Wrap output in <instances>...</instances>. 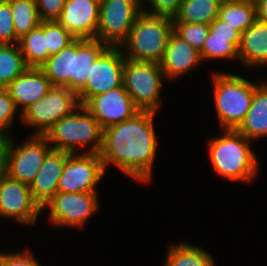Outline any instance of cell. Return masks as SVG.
I'll return each mask as SVG.
<instances>
[{
    "mask_svg": "<svg viewBox=\"0 0 267 266\" xmlns=\"http://www.w3.org/2000/svg\"><path fill=\"white\" fill-rule=\"evenodd\" d=\"M157 113L139 111L133 117L103 130L99 156L106 170L115 164L121 172L137 182L152 178L158 139L154 128Z\"/></svg>",
    "mask_w": 267,
    "mask_h": 266,
    "instance_id": "6da1fadb",
    "label": "cell"
},
{
    "mask_svg": "<svg viewBox=\"0 0 267 266\" xmlns=\"http://www.w3.org/2000/svg\"><path fill=\"white\" fill-rule=\"evenodd\" d=\"M27 68L19 43L0 44V88H6Z\"/></svg>",
    "mask_w": 267,
    "mask_h": 266,
    "instance_id": "83f0119b",
    "label": "cell"
},
{
    "mask_svg": "<svg viewBox=\"0 0 267 266\" xmlns=\"http://www.w3.org/2000/svg\"><path fill=\"white\" fill-rule=\"evenodd\" d=\"M172 32V18L142 12L120 48L126 59L160 64Z\"/></svg>",
    "mask_w": 267,
    "mask_h": 266,
    "instance_id": "277c9868",
    "label": "cell"
},
{
    "mask_svg": "<svg viewBox=\"0 0 267 266\" xmlns=\"http://www.w3.org/2000/svg\"><path fill=\"white\" fill-rule=\"evenodd\" d=\"M257 20L267 24V0H255Z\"/></svg>",
    "mask_w": 267,
    "mask_h": 266,
    "instance_id": "74e56055",
    "label": "cell"
},
{
    "mask_svg": "<svg viewBox=\"0 0 267 266\" xmlns=\"http://www.w3.org/2000/svg\"><path fill=\"white\" fill-rule=\"evenodd\" d=\"M52 87L50 80L40 68L28 67L21 75L17 76L7 87L9 95L21 113L43 98Z\"/></svg>",
    "mask_w": 267,
    "mask_h": 266,
    "instance_id": "d6986e66",
    "label": "cell"
},
{
    "mask_svg": "<svg viewBox=\"0 0 267 266\" xmlns=\"http://www.w3.org/2000/svg\"><path fill=\"white\" fill-rule=\"evenodd\" d=\"M98 192L62 193L55 196L42 208L49 209L51 224L81 228L99 209Z\"/></svg>",
    "mask_w": 267,
    "mask_h": 266,
    "instance_id": "7c38bea8",
    "label": "cell"
},
{
    "mask_svg": "<svg viewBox=\"0 0 267 266\" xmlns=\"http://www.w3.org/2000/svg\"><path fill=\"white\" fill-rule=\"evenodd\" d=\"M220 3L221 0H182L173 22L210 25L218 17Z\"/></svg>",
    "mask_w": 267,
    "mask_h": 266,
    "instance_id": "484cf974",
    "label": "cell"
},
{
    "mask_svg": "<svg viewBox=\"0 0 267 266\" xmlns=\"http://www.w3.org/2000/svg\"><path fill=\"white\" fill-rule=\"evenodd\" d=\"M39 68L52 86H64L73 90L74 41L59 53L50 55Z\"/></svg>",
    "mask_w": 267,
    "mask_h": 266,
    "instance_id": "603a6c76",
    "label": "cell"
},
{
    "mask_svg": "<svg viewBox=\"0 0 267 266\" xmlns=\"http://www.w3.org/2000/svg\"><path fill=\"white\" fill-rule=\"evenodd\" d=\"M14 22L10 3L0 0V44L18 43L14 30Z\"/></svg>",
    "mask_w": 267,
    "mask_h": 266,
    "instance_id": "1f68e13d",
    "label": "cell"
},
{
    "mask_svg": "<svg viewBox=\"0 0 267 266\" xmlns=\"http://www.w3.org/2000/svg\"><path fill=\"white\" fill-rule=\"evenodd\" d=\"M80 106L77 93L64 86H52L45 96L21 113L20 121L36 127L32 135L44 136L61 118Z\"/></svg>",
    "mask_w": 267,
    "mask_h": 266,
    "instance_id": "52a82bcc",
    "label": "cell"
},
{
    "mask_svg": "<svg viewBox=\"0 0 267 266\" xmlns=\"http://www.w3.org/2000/svg\"><path fill=\"white\" fill-rule=\"evenodd\" d=\"M18 109L9 95L6 88H0V131H4L11 136L10 127L13 122Z\"/></svg>",
    "mask_w": 267,
    "mask_h": 266,
    "instance_id": "d6a6232c",
    "label": "cell"
},
{
    "mask_svg": "<svg viewBox=\"0 0 267 266\" xmlns=\"http://www.w3.org/2000/svg\"><path fill=\"white\" fill-rule=\"evenodd\" d=\"M124 62L122 49L108 46L90 66L86 84L77 92L80 105L92 96L121 86Z\"/></svg>",
    "mask_w": 267,
    "mask_h": 266,
    "instance_id": "30bf717a",
    "label": "cell"
},
{
    "mask_svg": "<svg viewBox=\"0 0 267 266\" xmlns=\"http://www.w3.org/2000/svg\"><path fill=\"white\" fill-rule=\"evenodd\" d=\"M104 175L105 169L99 153H67L58 192H97V185Z\"/></svg>",
    "mask_w": 267,
    "mask_h": 266,
    "instance_id": "8fae6325",
    "label": "cell"
},
{
    "mask_svg": "<svg viewBox=\"0 0 267 266\" xmlns=\"http://www.w3.org/2000/svg\"><path fill=\"white\" fill-rule=\"evenodd\" d=\"M44 36L50 55L59 53L76 39L57 21H44Z\"/></svg>",
    "mask_w": 267,
    "mask_h": 266,
    "instance_id": "f546056e",
    "label": "cell"
},
{
    "mask_svg": "<svg viewBox=\"0 0 267 266\" xmlns=\"http://www.w3.org/2000/svg\"><path fill=\"white\" fill-rule=\"evenodd\" d=\"M107 47L96 39L74 40V92L77 93L86 84L90 66Z\"/></svg>",
    "mask_w": 267,
    "mask_h": 266,
    "instance_id": "7402d4cb",
    "label": "cell"
},
{
    "mask_svg": "<svg viewBox=\"0 0 267 266\" xmlns=\"http://www.w3.org/2000/svg\"><path fill=\"white\" fill-rule=\"evenodd\" d=\"M99 0H66L57 22L76 39H95Z\"/></svg>",
    "mask_w": 267,
    "mask_h": 266,
    "instance_id": "9a60e30c",
    "label": "cell"
},
{
    "mask_svg": "<svg viewBox=\"0 0 267 266\" xmlns=\"http://www.w3.org/2000/svg\"><path fill=\"white\" fill-rule=\"evenodd\" d=\"M143 1L144 0H142L143 12L155 16H166L172 19L178 14L182 3V0H145L149 2L150 5V7L148 6L147 8Z\"/></svg>",
    "mask_w": 267,
    "mask_h": 266,
    "instance_id": "836d02e7",
    "label": "cell"
},
{
    "mask_svg": "<svg viewBox=\"0 0 267 266\" xmlns=\"http://www.w3.org/2000/svg\"><path fill=\"white\" fill-rule=\"evenodd\" d=\"M66 0H35L41 21H57Z\"/></svg>",
    "mask_w": 267,
    "mask_h": 266,
    "instance_id": "e575fe53",
    "label": "cell"
},
{
    "mask_svg": "<svg viewBox=\"0 0 267 266\" xmlns=\"http://www.w3.org/2000/svg\"><path fill=\"white\" fill-rule=\"evenodd\" d=\"M12 10L14 30L19 40L40 25V17L35 0H7Z\"/></svg>",
    "mask_w": 267,
    "mask_h": 266,
    "instance_id": "f1b7e54d",
    "label": "cell"
},
{
    "mask_svg": "<svg viewBox=\"0 0 267 266\" xmlns=\"http://www.w3.org/2000/svg\"><path fill=\"white\" fill-rule=\"evenodd\" d=\"M214 105L220 129L236 130L250 109L259 85L232 73L212 72Z\"/></svg>",
    "mask_w": 267,
    "mask_h": 266,
    "instance_id": "5b68a950",
    "label": "cell"
},
{
    "mask_svg": "<svg viewBox=\"0 0 267 266\" xmlns=\"http://www.w3.org/2000/svg\"><path fill=\"white\" fill-rule=\"evenodd\" d=\"M51 149L47 138L41 135H30L26 142L17 146L10 139L4 164L5 174L29 185Z\"/></svg>",
    "mask_w": 267,
    "mask_h": 266,
    "instance_id": "9c48e42d",
    "label": "cell"
},
{
    "mask_svg": "<svg viewBox=\"0 0 267 266\" xmlns=\"http://www.w3.org/2000/svg\"><path fill=\"white\" fill-rule=\"evenodd\" d=\"M241 34L218 17L209 25V32L202 50V62L216 60H238Z\"/></svg>",
    "mask_w": 267,
    "mask_h": 266,
    "instance_id": "2e32d148",
    "label": "cell"
},
{
    "mask_svg": "<svg viewBox=\"0 0 267 266\" xmlns=\"http://www.w3.org/2000/svg\"><path fill=\"white\" fill-rule=\"evenodd\" d=\"M83 106L103 130L133 117L140 111L123 84L103 94L92 96Z\"/></svg>",
    "mask_w": 267,
    "mask_h": 266,
    "instance_id": "5bb4252c",
    "label": "cell"
},
{
    "mask_svg": "<svg viewBox=\"0 0 267 266\" xmlns=\"http://www.w3.org/2000/svg\"><path fill=\"white\" fill-rule=\"evenodd\" d=\"M142 12V0H101L95 39L110 47H120Z\"/></svg>",
    "mask_w": 267,
    "mask_h": 266,
    "instance_id": "ba28073f",
    "label": "cell"
},
{
    "mask_svg": "<svg viewBox=\"0 0 267 266\" xmlns=\"http://www.w3.org/2000/svg\"><path fill=\"white\" fill-rule=\"evenodd\" d=\"M207 250L189 242L172 243L163 266H215L213 256Z\"/></svg>",
    "mask_w": 267,
    "mask_h": 266,
    "instance_id": "d4e9b609",
    "label": "cell"
},
{
    "mask_svg": "<svg viewBox=\"0 0 267 266\" xmlns=\"http://www.w3.org/2000/svg\"><path fill=\"white\" fill-rule=\"evenodd\" d=\"M200 53L187 41L171 33L160 67L166 78L178 79L190 73L201 63Z\"/></svg>",
    "mask_w": 267,
    "mask_h": 266,
    "instance_id": "ac0fdd59",
    "label": "cell"
},
{
    "mask_svg": "<svg viewBox=\"0 0 267 266\" xmlns=\"http://www.w3.org/2000/svg\"><path fill=\"white\" fill-rule=\"evenodd\" d=\"M236 130L251 141L267 137V80L259 81L250 109Z\"/></svg>",
    "mask_w": 267,
    "mask_h": 266,
    "instance_id": "44dd1931",
    "label": "cell"
},
{
    "mask_svg": "<svg viewBox=\"0 0 267 266\" xmlns=\"http://www.w3.org/2000/svg\"><path fill=\"white\" fill-rule=\"evenodd\" d=\"M42 209L34 201L29 185L7 174L0 178V217L19 224L34 225Z\"/></svg>",
    "mask_w": 267,
    "mask_h": 266,
    "instance_id": "4fadbf2b",
    "label": "cell"
},
{
    "mask_svg": "<svg viewBox=\"0 0 267 266\" xmlns=\"http://www.w3.org/2000/svg\"><path fill=\"white\" fill-rule=\"evenodd\" d=\"M67 152L51 149L43 160L40 170L29 184L34 201L42 209L58 192Z\"/></svg>",
    "mask_w": 267,
    "mask_h": 266,
    "instance_id": "e0dca14e",
    "label": "cell"
},
{
    "mask_svg": "<svg viewBox=\"0 0 267 266\" xmlns=\"http://www.w3.org/2000/svg\"><path fill=\"white\" fill-rule=\"evenodd\" d=\"M4 164H5V161H0V178L5 173L4 172Z\"/></svg>",
    "mask_w": 267,
    "mask_h": 266,
    "instance_id": "f35d334b",
    "label": "cell"
},
{
    "mask_svg": "<svg viewBox=\"0 0 267 266\" xmlns=\"http://www.w3.org/2000/svg\"><path fill=\"white\" fill-rule=\"evenodd\" d=\"M30 252L27 249L23 252H0V266H41Z\"/></svg>",
    "mask_w": 267,
    "mask_h": 266,
    "instance_id": "d590c367",
    "label": "cell"
},
{
    "mask_svg": "<svg viewBox=\"0 0 267 266\" xmlns=\"http://www.w3.org/2000/svg\"><path fill=\"white\" fill-rule=\"evenodd\" d=\"M53 150L70 154L99 153L102 146L103 129L97 120L80 105L70 115L57 121L44 135Z\"/></svg>",
    "mask_w": 267,
    "mask_h": 266,
    "instance_id": "3957f363",
    "label": "cell"
},
{
    "mask_svg": "<svg viewBox=\"0 0 267 266\" xmlns=\"http://www.w3.org/2000/svg\"><path fill=\"white\" fill-rule=\"evenodd\" d=\"M163 78L160 64L125 58L122 84L140 111L157 113L162 105Z\"/></svg>",
    "mask_w": 267,
    "mask_h": 266,
    "instance_id": "8992f818",
    "label": "cell"
},
{
    "mask_svg": "<svg viewBox=\"0 0 267 266\" xmlns=\"http://www.w3.org/2000/svg\"><path fill=\"white\" fill-rule=\"evenodd\" d=\"M239 61L247 68L267 67V24L256 20L240 38Z\"/></svg>",
    "mask_w": 267,
    "mask_h": 266,
    "instance_id": "ffe728a7",
    "label": "cell"
},
{
    "mask_svg": "<svg viewBox=\"0 0 267 266\" xmlns=\"http://www.w3.org/2000/svg\"><path fill=\"white\" fill-rule=\"evenodd\" d=\"M218 18L242 34L257 20L255 0H221Z\"/></svg>",
    "mask_w": 267,
    "mask_h": 266,
    "instance_id": "cb8c5ba5",
    "label": "cell"
},
{
    "mask_svg": "<svg viewBox=\"0 0 267 266\" xmlns=\"http://www.w3.org/2000/svg\"><path fill=\"white\" fill-rule=\"evenodd\" d=\"M173 31L200 52L207 38L209 25L173 22Z\"/></svg>",
    "mask_w": 267,
    "mask_h": 266,
    "instance_id": "4dcf8cb0",
    "label": "cell"
},
{
    "mask_svg": "<svg viewBox=\"0 0 267 266\" xmlns=\"http://www.w3.org/2000/svg\"><path fill=\"white\" fill-rule=\"evenodd\" d=\"M18 43L28 67L39 68L50 56L44 36V21L20 38Z\"/></svg>",
    "mask_w": 267,
    "mask_h": 266,
    "instance_id": "4316f807",
    "label": "cell"
},
{
    "mask_svg": "<svg viewBox=\"0 0 267 266\" xmlns=\"http://www.w3.org/2000/svg\"><path fill=\"white\" fill-rule=\"evenodd\" d=\"M221 136L209 139L208 155L217 175L227 180L251 183L259 164L248 140L237 130L223 129Z\"/></svg>",
    "mask_w": 267,
    "mask_h": 266,
    "instance_id": "7a4b0ae2",
    "label": "cell"
},
{
    "mask_svg": "<svg viewBox=\"0 0 267 266\" xmlns=\"http://www.w3.org/2000/svg\"><path fill=\"white\" fill-rule=\"evenodd\" d=\"M10 139L11 136L8 133L0 131V161H5L6 159L7 148Z\"/></svg>",
    "mask_w": 267,
    "mask_h": 266,
    "instance_id": "8d00e7d4",
    "label": "cell"
}]
</instances>
